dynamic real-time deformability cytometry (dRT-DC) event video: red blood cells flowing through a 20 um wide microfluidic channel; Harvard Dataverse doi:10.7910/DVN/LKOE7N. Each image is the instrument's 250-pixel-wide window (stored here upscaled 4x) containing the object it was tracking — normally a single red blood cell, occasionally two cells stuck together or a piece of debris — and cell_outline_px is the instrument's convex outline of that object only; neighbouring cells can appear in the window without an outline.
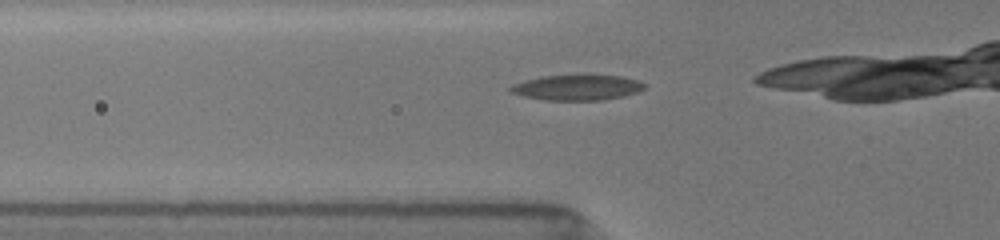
{"species": "common noctule bat (a hibernating species)", "species_latin": "Nyctalus noctula", "temperature_condition": "room temperature", "stored_images_in_passage": 27, "camera_frame_rate_fps": 3000, "um_per_image_px": 0.085, "animal": {"sex": "female", "body_mass_g": 19.5, "forearm_length_mm": 54.1}, "frame": {"image": 1, "passage_image": 12, "time_ms": 3.667, "image_size_px": [1000, 240], "cell_outline_px": [[648, 84], [644, 88], [636, 92], [624, 96], [600, 100], [544, 100], [524, 96], [508, 92], [508, 88], [512, 84], [524, 80], [544, 76], [620, 76], [640, 80]], "centroid_in_image_um": [49.04, 7.45], "position_along_channel_um": 76.8, "area_um2": 19.71}}
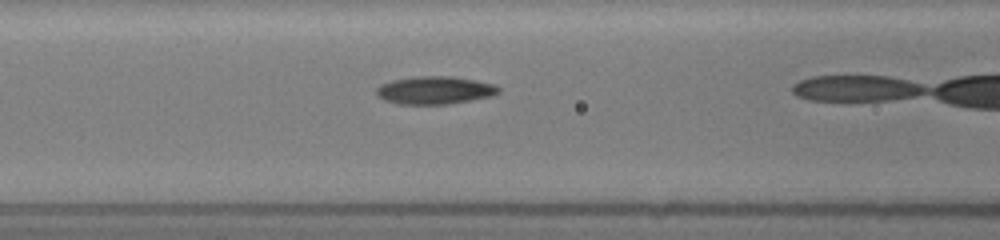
{"frame": {"image": 2, "passage_image": 16, "time_ms": 5.0, "image_size_px": [1000, 240], "cell_outline_px": [[500, 92], [492, 96], [472, 100], [448, 104], [396, 104], [384, 100], [376, 96], [376, 88], [380, 84], [392, 80], [412, 76], [452, 76], [476, 80], [496, 84], [500, 88]], "centroid_in_image_um": [36.95, 7.66], "position_along_channel_um": 129.7, "area_um2": 20.17}}